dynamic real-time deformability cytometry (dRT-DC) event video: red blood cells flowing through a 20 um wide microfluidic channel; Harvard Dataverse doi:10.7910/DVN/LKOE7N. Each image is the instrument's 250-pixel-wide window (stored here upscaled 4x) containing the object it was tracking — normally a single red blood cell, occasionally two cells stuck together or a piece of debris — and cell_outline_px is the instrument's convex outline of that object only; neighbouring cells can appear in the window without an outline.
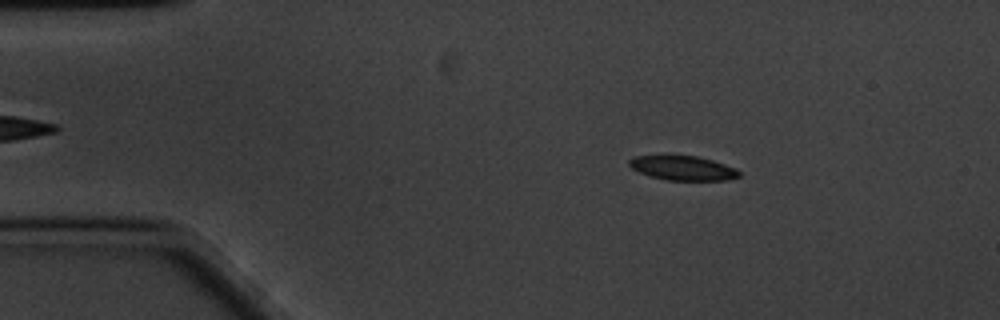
{"species": "common noctule bat (a hibernating species)", "species_latin": "Nyctalus noctula", "temperature_condition": "cold", "stored_images_in_passage": 44, "camera_frame_rate_fps": 3000, "um_per_image_px": 0.085, "animal": {"sex": "male", "body_mass_g": 20.1, "forearm_length_mm": 53.5}, "frame": {"image": 1, "passage_image": 3, "time_ms": 0.667, "image_size_px": [1000, 320], "cell_outline_px": [[740, 176], [728, 180], [668, 180], [648, 176], [632, 168], [628, 164], [628, 160], [632, 156], [664, 152], [696, 156], [712, 160], [736, 168], [740, 172]], "centroid_in_image_um": [57.95, 14.23], "position_along_channel_um": 27.1, "area_um2": 16.47}}
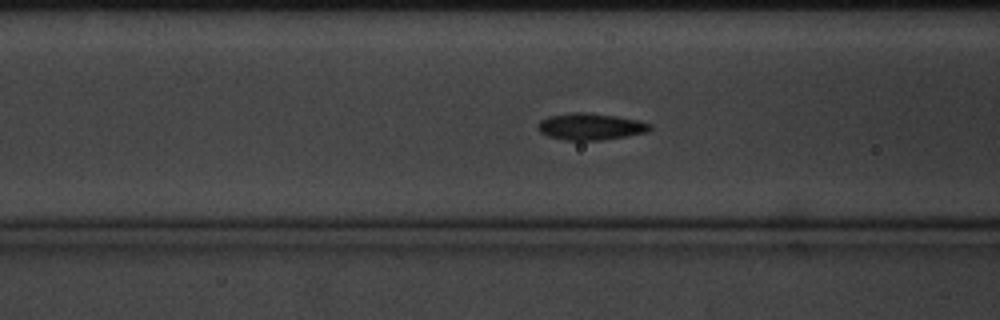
{"frame": {"image": 2, "passage_image": 16, "time_ms": 5.0, "image_size_px": [1000, 320], "cell_outline_px": [[652, 128], [648, 132], [628, 136], [600, 140], [564, 140], [548, 136], [540, 132], [536, 128], [540, 120], [548, 116], [572, 112], [584, 112], [616, 116], [640, 120], [652, 124]], "centroid_in_image_um": [50.2, 10.76], "position_along_channel_um": 116.4, "area_um2": 17.63}}
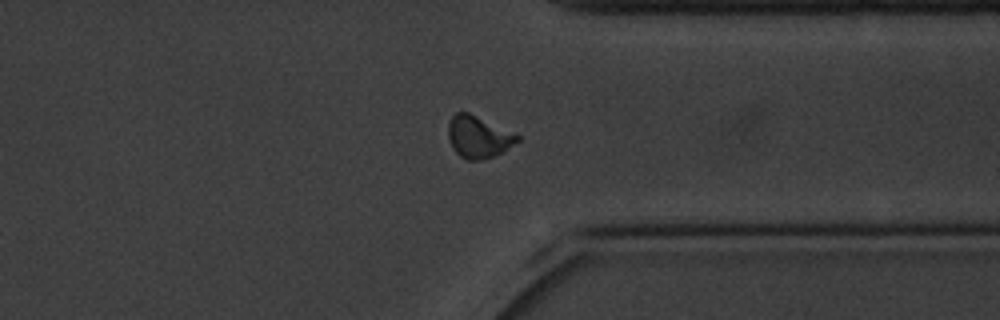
{"frame": {"image": 3, "passage_image": 39, "time_ms": 12.667, "image_size_px": [1000, 320], "cell_outline_px": [[520, 140], [500, 152], [492, 156], [480, 160], [468, 160], [460, 156], [452, 148], [448, 140], [448, 124], [452, 116], [456, 112], [468, 112], [520, 136]], "centroid_in_image_um": [40.61, 11.63], "position_along_channel_um": 370.8, "area_um2": 16.59}, "authors_computed_cell_mechanics": {"area_um2": 16.7042, "velocity_mm_per_s": 3.3451, "shape_relaxation_time_tau1_ms": 7.1425, "shape_relaxation_time_tau2_ms": 1.904, "deformation_change_tau1": 0.1998, "deformation_change_tau2": 0.0731}}